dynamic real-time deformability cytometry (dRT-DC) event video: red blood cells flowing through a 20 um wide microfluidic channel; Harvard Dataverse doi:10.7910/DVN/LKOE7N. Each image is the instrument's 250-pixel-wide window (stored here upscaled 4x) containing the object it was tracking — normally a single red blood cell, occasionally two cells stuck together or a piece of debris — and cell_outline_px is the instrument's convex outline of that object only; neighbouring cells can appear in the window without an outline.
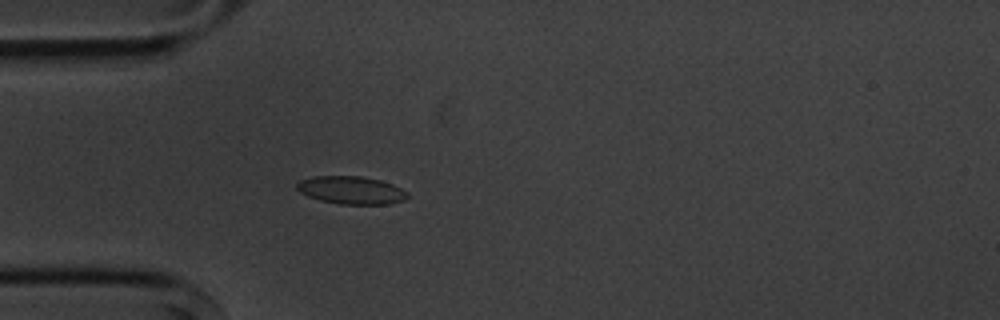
{"species": "common noctule bat (a hibernating species)", "species_latin": "Nyctalus noctula", "temperature_condition": "cold", "stored_images_in_passage": 3, "camera_frame_rate_fps": 3000, "um_per_image_px": 0.085, "animal": {"sex": "male", "body_mass_g": 20.1, "forearm_length_mm": 53.5}, "frame": {"image": 1, "passage_image": 3, "time_ms": 2.333, "image_size_px": [1000, 320], "cell_outline_px": [[408, 196], [404, 200], [388, 204], [340, 204], [320, 200], [308, 196], [300, 192], [296, 188], [296, 184], [300, 180], [312, 176], [360, 176], [380, 180], [392, 184], [408, 192]], "centroid_in_image_um": [29.84, 16.16], "position_along_channel_um": 55.2, "area_um2": 17.92}}